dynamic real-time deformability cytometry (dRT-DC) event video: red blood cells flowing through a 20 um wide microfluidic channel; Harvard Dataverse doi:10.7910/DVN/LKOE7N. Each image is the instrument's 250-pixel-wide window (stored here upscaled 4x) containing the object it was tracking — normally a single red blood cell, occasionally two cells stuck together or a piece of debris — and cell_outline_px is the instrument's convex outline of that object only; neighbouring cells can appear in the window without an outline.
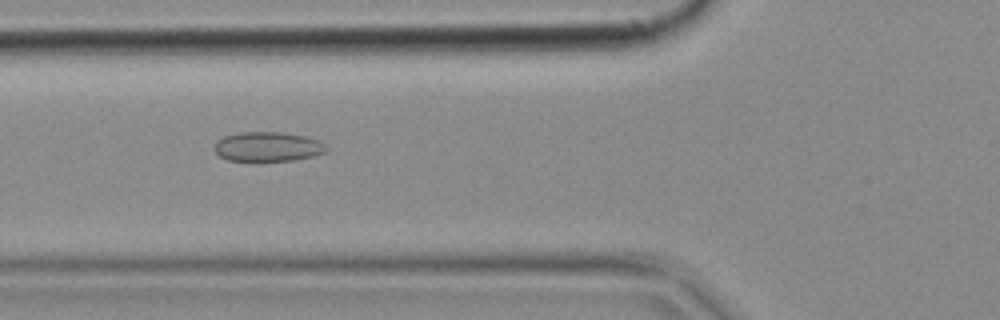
{"species": "common noctule bat (a hibernating species)", "species_latin": "Nyctalus noctula", "temperature_condition": "cold", "stored_images_in_passage": 3, "camera_frame_rate_fps": 3000, "um_per_image_px": 0.085, "animal": {"sex": "female", "body_mass_g": 18.4}, "frame": {"image": 1, "passage_image": 3, "time_ms": 0.667, "image_size_px": [1000, 320], "cell_outline_px": [[328, 148], [324, 152], [316, 156], [296, 160], [228, 160], [220, 156], [212, 148], [224, 136], [240, 132], [280, 132], [304, 136], [320, 140]], "centroid_in_image_um": [22.79, 12.46], "position_along_channel_um": 103.0, "area_um2": 19.13}}